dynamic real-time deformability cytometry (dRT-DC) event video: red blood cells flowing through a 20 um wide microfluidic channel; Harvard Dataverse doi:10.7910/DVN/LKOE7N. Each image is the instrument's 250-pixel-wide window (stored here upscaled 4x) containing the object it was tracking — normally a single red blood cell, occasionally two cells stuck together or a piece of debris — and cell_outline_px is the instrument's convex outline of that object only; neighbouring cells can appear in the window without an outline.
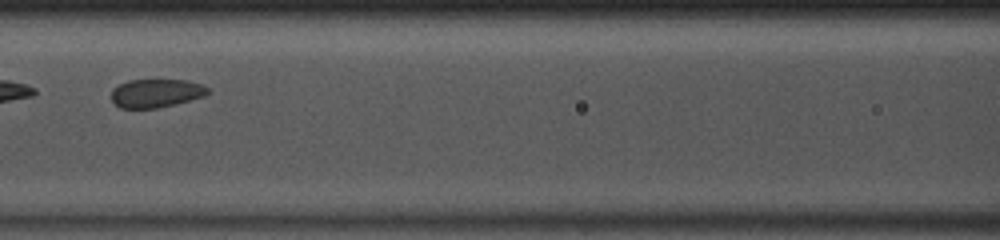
{"species": "common noctule bat (a hibernating species)", "species_latin": "Nyctalus noctula", "temperature_condition": "room temperature", "stored_images_in_passage": 46, "camera_frame_rate_fps": 3000, "um_per_image_px": 0.085, "animal": {"sex": "male", "body_mass_g": 13.0, "forearm_length_mm": 53.1}, "frame": {"image": 1, "passage_image": 20, "time_ms": 6.333, "image_size_px": [1000, 240], "cell_outline_px": [[212, 92], [204, 96], [156, 108], [120, 108], [112, 100], [112, 88], [128, 80], [188, 80], [200, 84], [208, 88]], "centroid_in_image_um": [13.26, 7.91], "position_along_channel_um": 153.3, "area_um2": 15.84}, "authors_computed_cell_mechanics": {"area_um2": 17.4556, "velocity_mm_per_s": 4.0511, "shape_relaxation_time_tau1_ms": null, "shape_relaxation_time_tau2_ms": 1.1658, "deformation_change_tau1": null, "deformation_change_tau2": 0.0618}}